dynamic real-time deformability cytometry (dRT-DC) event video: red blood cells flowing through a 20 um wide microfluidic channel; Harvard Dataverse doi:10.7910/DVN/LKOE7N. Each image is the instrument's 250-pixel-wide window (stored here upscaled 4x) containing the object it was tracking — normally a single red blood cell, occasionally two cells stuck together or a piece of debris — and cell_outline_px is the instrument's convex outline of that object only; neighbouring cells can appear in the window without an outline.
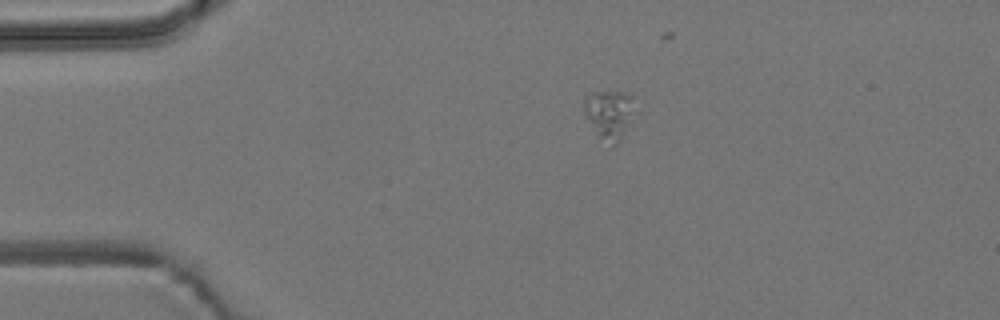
{"species": "common noctule bat (a hibernating species)", "species_latin": "Nyctalus noctula", "temperature_condition": "room temperature", "stored_images_in_passage": 13, "camera_frame_rate_fps": 3000, "um_per_image_px": 0.085, "animal": {"sex": "male", "body_mass_g": 19.2, "forearm_length_mm": 51.8}, "frame": {"image": 1, "passage_image": 1, "time_ms": 0.0, "image_size_px": [1000, 320], "cell_outline_px": [[640, 112], [620, 140], [616, 144], [608, 148], [596, 136], [584, 112], [584, 96], [592, 92], [628, 92], [632, 96]], "centroid_in_image_um": [51.88, 9.76], "position_along_channel_um": 33.1, "area_um2": 15.72}}
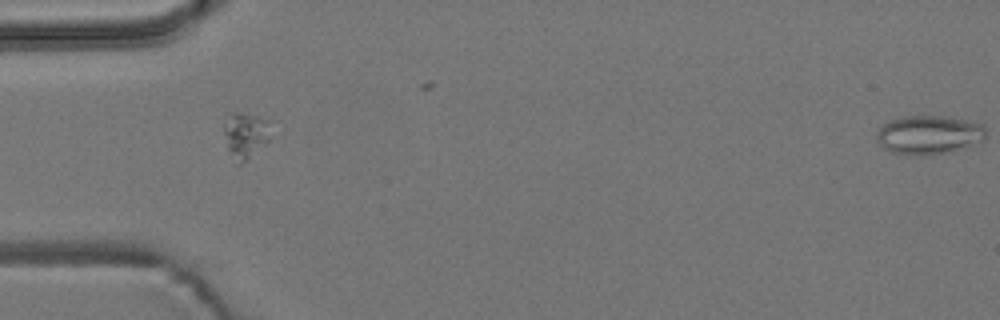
{"frame": {"image": 2, "passage_image": 7, "time_ms": 2.0, "image_size_px": [1000, 320], "cell_outline_px": [[268, 140], [264, 144], [240, 164], [236, 164], [228, 148], [224, 132], [224, 124], [232, 112], [240, 112], [256, 116], [268, 120]], "centroid_in_image_um": [20.82, 11.47], "position_along_channel_um": 64.2, "area_um2": 11.91}}
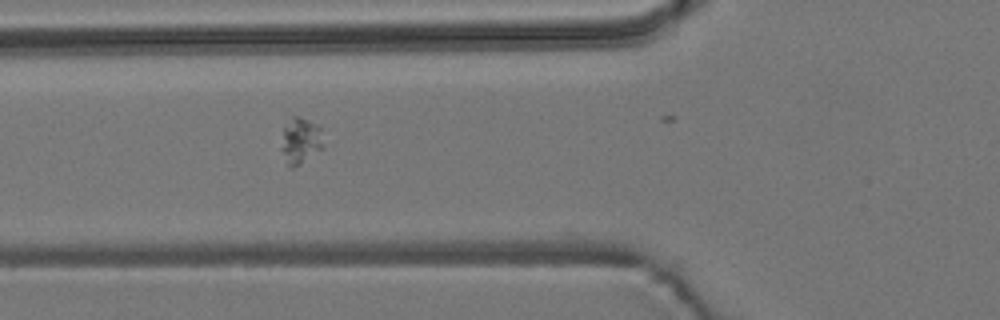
{"frame": {"image": 3, "passage_image": 10, "time_ms": 3.0, "image_size_px": [1000, 320], "cell_outline_px": [[324, 148], [300, 164], [292, 168], [288, 168], [280, 148], [284, 128], [292, 116], [296, 116], [308, 120], [316, 124], [320, 128]], "centroid_in_image_um": [25.54, 12.0], "position_along_channel_um": 100.3, "area_um2": 11.33}}